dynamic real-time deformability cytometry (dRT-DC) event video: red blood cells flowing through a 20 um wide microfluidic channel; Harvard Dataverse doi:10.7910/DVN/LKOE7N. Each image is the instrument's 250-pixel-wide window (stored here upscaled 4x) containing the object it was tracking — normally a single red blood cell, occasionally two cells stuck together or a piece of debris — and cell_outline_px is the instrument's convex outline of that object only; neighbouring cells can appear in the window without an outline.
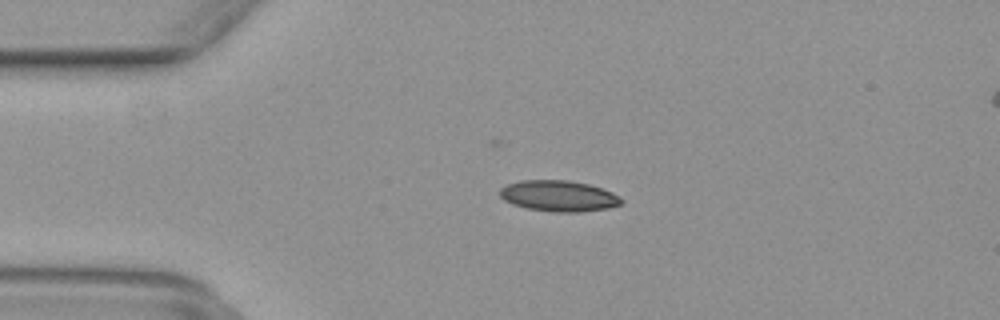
{"species": "common noctule bat (a hibernating species)", "species_latin": "Nyctalus noctula", "temperature_condition": "warm", "stored_images_in_passage": 41, "camera_frame_rate_fps": 3000, "um_per_image_px": 0.085, "animal": {"sex": "female", "body_mass_g": 29.2, "forearm_length_mm": 56.3}, "frame": {"image": 1, "passage_image": 2, "time_ms": 0.333, "image_size_px": [1000, 320], "cell_outline_px": [[624, 200], [620, 204], [608, 208], [580, 212], [556, 212], [528, 208], [512, 204], [504, 200], [500, 196], [500, 188], [508, 184], [520, 180], [568, 180], [588, 184], [612, 192], [620, 196]], "centroid_in_image_um": [47.49, 16.65], "position_along_channel_um": 37.5, "area_um2": 21.85}}
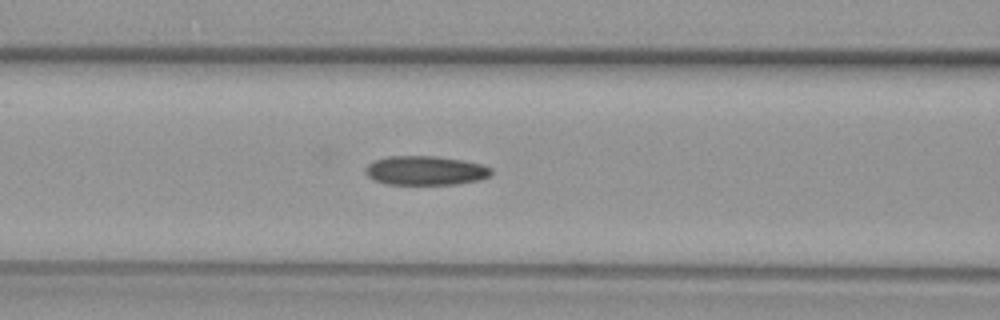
{"frame": {"image": 2, "passage_image": 11, "time_ms": 3.333, "image_size_px": [1000, 320], "cell_outline_px": [[492, 176], [480, 180], [456, 184], [384, 184], [372, 180], [364, 172], [364, 168], [372, 160], [388, 156], [436, 156], [464, 160], [480, 164], [492, 168]], "centroid_in_image_um": [36.14, 14.49], "position_along_channel_um": 130.5, "area_um2": 21.73}}
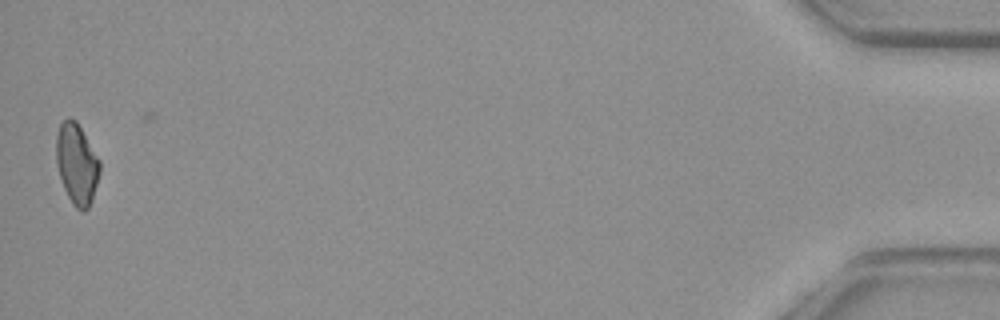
{"frame": {"image": 3, "passage_image": 40, "time_ms": 13.0, "image_size_px": [1000, 320], "cell_outline_px": [[100, 172], [92, 200], [88, 208], [84, 212], [80, 212], [72, 204], [64, 188], [56, 164], [56, 136], [60, 124], [68, 116], [76, 120], [100, 160]], "centroid_in_image_um": [6.52, 13.94], "position_along_channel_um": 428.7, "area_um2": 20.58}}